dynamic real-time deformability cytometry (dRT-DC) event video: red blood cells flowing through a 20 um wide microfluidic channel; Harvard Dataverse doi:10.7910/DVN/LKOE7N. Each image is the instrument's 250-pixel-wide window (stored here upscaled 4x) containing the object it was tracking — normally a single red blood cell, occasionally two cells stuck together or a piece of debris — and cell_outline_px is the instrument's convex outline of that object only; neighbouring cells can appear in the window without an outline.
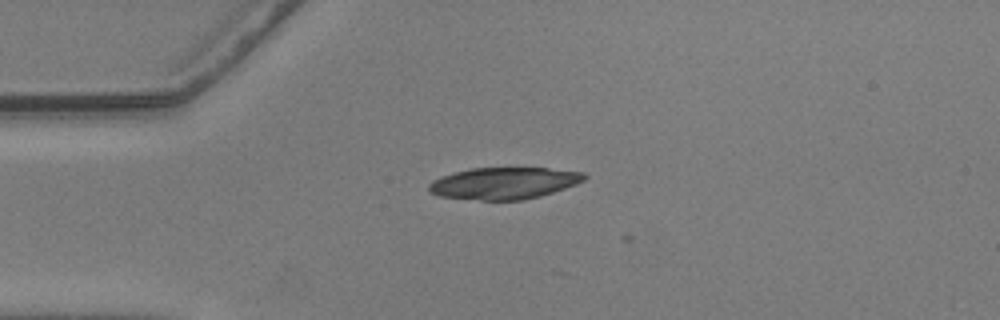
{"species": "common noctule bat (a hibernating species)", "species_latin": "Nyctalus noctula", "temperature_condition": "warm", "stored_images_in_passage": 6, "camera_frame_rate_fps": 3000, "um_per_image_px": 0.085, "animal": {"sex": "male", "body_mass_g": 20.5, "forearm_length_mm": 52.5}, "frame": {"image": 1, "passage_image": 2, "time_ms": 0.333, "image_size_px": [1000, 320], "cell_outline_px": [[588, 176], [584, 180], [576, 184], [540, 196], [524, 200], [480, 200], [440, 196], [428, 192], [428, 184], [432, 180], [440, 176], [452, 172], [468, 168], [548, 168], [584, 172]], "centroid_in_image_um": [42.8, 15.56], "position_along_channel_um": 42.2, "area_um2": 28.96}}